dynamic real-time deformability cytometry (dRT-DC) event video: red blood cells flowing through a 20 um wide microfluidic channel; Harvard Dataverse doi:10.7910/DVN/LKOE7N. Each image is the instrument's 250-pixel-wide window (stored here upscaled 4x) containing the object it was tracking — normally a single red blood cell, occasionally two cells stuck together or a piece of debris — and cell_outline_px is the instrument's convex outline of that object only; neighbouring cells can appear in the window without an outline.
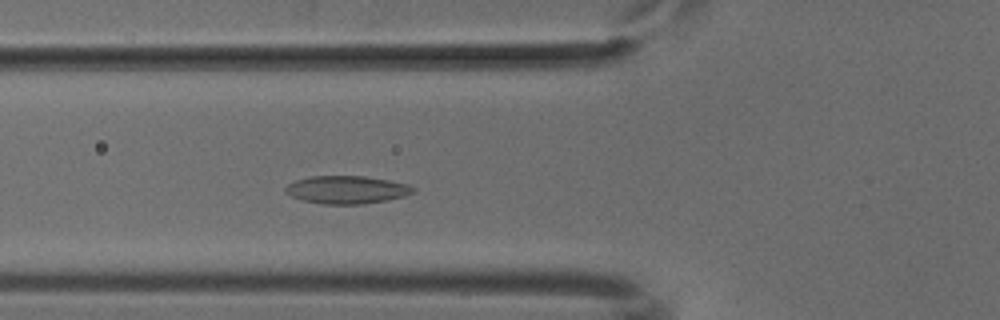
{"species": "common noctule bat (a hibernating species)", "species_latin": "Nyctalus noctula", "temperature_condition": "cold", "stored_images_in_passage": 50, "camera_frame_rate_fps": 3000, "um_per_image_px": 0.085, "animal": {"sex": "male", "body_mass_g": 18.8}, "frame": {"image": 1, "passage_image": 17, "time_ms": 5.333, "image_size_px": [1000, 320], "cell_outline_px": [[416, 192], [404, 196], [388, 200], [364, 204], [320, 204], [304, 200], [292, 196], [284, 188], [288, 184], [296, 180], [308, 176], [364, 176], [388, 180], [408, 184], [416, 188]], "centroid_in_image_um": [29.52, 16.12], "position_along_channel_um": 96.3, "area_um2": 20.75}}
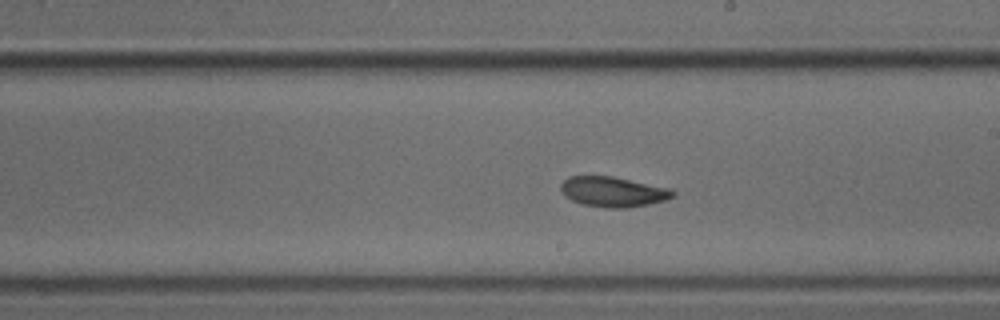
{"frame": {"image": 2, "passage_image": 28, "time_ms": 9.0, "image_size_px": [1000, 320], "cell_outline_px": [[676, 196], [664, 200], [648, 204], [624, 208], [604, 208], [580, 204], [564, 196], [560, 192], [560, 184], [568, 176], [612, 176], [672, 188], [676, 192]], "centroid_in_image_um": [52.1, 16.3], "position_along_channel_um": 236.9, "area_um2": 20.0}}
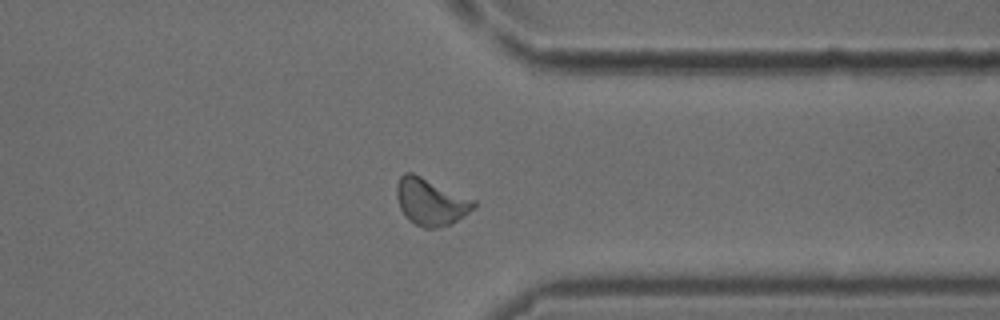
{"frame": {"image": 3, "passage_image": 39, "time_ms": 12.667, "image_size_px": [1000, 320], "cell_outline_px": [[476, 208], [452, 224], [436, 228], [424, 228], [408, 220], [404, 216], [400, 208], [396, 196], [396, 184], [400, 176], [404, 172], [412, 172], [476, 200]], "centroid_in_image_um": [36.61, 17.16], "position_along_channel_um": 374.8, "area_um2": 21.33}}